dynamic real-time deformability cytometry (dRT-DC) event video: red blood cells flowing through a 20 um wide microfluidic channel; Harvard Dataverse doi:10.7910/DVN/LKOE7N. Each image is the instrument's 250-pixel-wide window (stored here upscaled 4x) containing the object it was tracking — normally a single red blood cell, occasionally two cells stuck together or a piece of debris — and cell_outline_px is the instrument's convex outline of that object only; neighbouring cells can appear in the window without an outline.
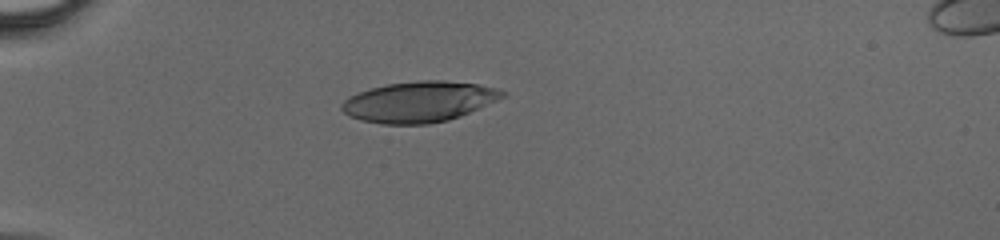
{"species": "human", "species_latin": "Homo sapiens", "temperature_condition": "cold", "stored_images_in_passage": 33, "camera_frame_rate_fps": 3000, "um_per_image_px": 0.085, "donor": {"sex": "male"}, "frame": {"image": 1, "passage_image": 1, "time_ms": 0.0, "image_size_px": [1000, 240], "cell_outline_px": [[508, 96], [460, 116], [448, 120], [428, 124], [380, 124], [360, 120], [348, 116], [340, 108], [340, 104], [348, 96], [372, 88], [388, 84], [416, 80], [444, 80], [476, 84], [496, 88], [508, 92]], "centroid_in_image_um": [35.63, 8.65], "position_along_channel_um": 49.4, "area_um2": 38.32}}
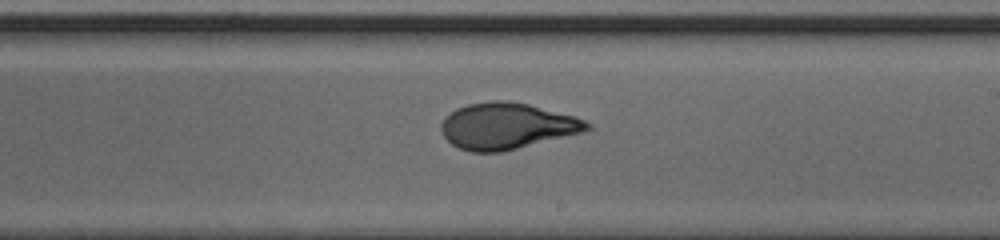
{"frame": {"image": 2, "passage_image": 16, "time_ms": 5.0, "image_size_px": [1000, 240], "cell_outline_px": [[592, 128], [584, 132], [500, 152], [472, 152], [460, 148], [452, 144], [444, 136], [440, 128], [440, 124], [444, 116], [456, 108], [468, 104], [492, 100], [508, 100], [528, 104], [576, 116], [592, 124]], "centroid_in_image_um": [43.08, 10.7], "position_along_channel_um": 245.9, "area_um2": 39.42}}
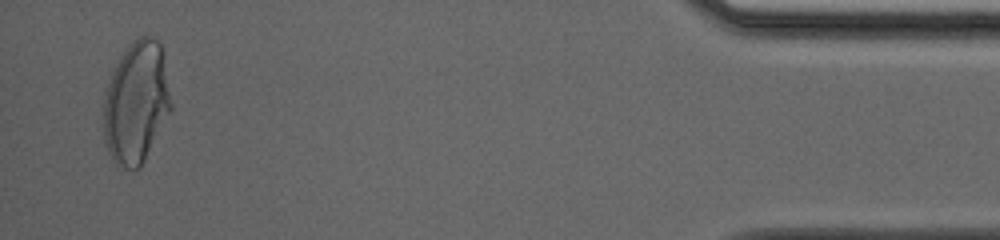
{"frame": {"image": 3, "passage_image": 32, "time_ms": 10.333, "image_size_px": [1000, 240], "cell_outline_px": [[172, 108], [140, 168], [124, 168], [116, 164], [112, 160], [104, 144], [104, 92], [112, 68], [120, 56], [132, 40], [140, 36], [152, 36], [160, 44], [172, 104]], "centroid_in_image_um": [11.55, 8.71], "position_along_channel_um": 423.7, "area_um2": 47.97}}